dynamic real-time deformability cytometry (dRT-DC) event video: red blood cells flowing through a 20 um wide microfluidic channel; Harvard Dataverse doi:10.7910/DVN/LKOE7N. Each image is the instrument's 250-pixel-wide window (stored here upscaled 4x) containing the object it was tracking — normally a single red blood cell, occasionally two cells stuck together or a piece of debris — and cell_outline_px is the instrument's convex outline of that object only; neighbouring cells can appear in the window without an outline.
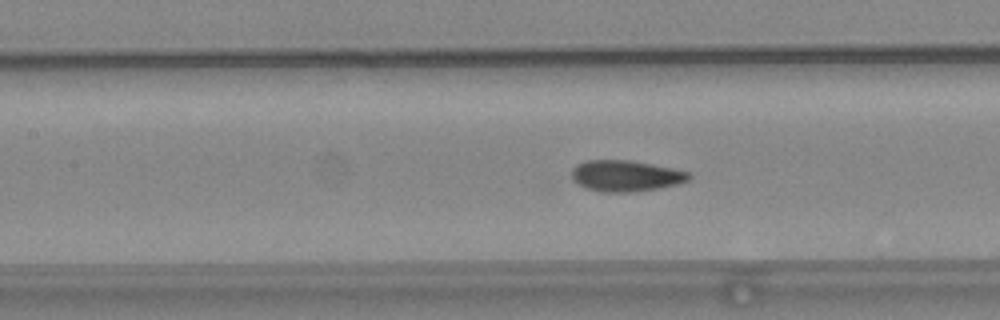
{"species": "common noctule bat (a hibernating species)", "species_latin": "Nyctalus noctula", "temperature_condition": "warm", "stored_images_in_passage": 42, "camera_frame_rate_fps": 3000, "um_per_image_px": 0.085, "animal": {"sex": "female", "body_mass_g": 24.6, "forearm_length_mm": 56.2}, "frame": {"image": 1, "passage_image": 12, "time_ms": 3.667, "image_size_px": [1000, 320], "cell_outline_px": [[692, 176], [688, 180], [680, 184], [660, 188], [632, 192], [600, 192], [584, 188], [572, 180], [572, 168], [576, 164], [584, 160], [632, 160], [672, 168], [688, 172]], "centroid_in_image_um": [53.16, 14.95], "position_along_channel_um": 154.2, "area_um2": 21.56}}
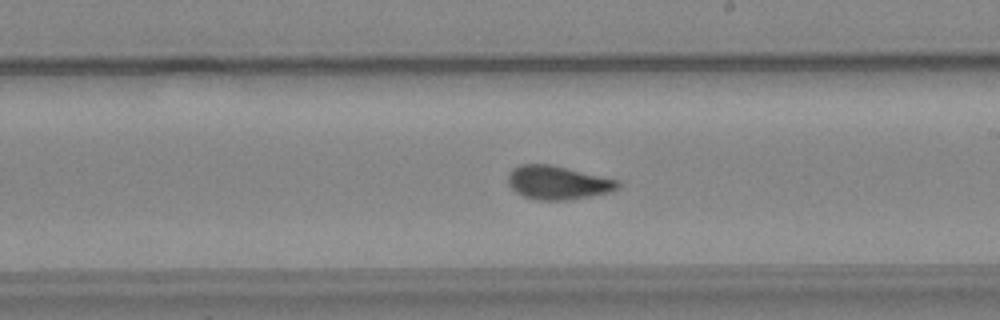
{"frame": {"image": 2, "passage_image": 19, "time_ms": 6.0, "image_size_px": [1000, 320], "cell_outline_px": [[620, 188], [612, 192], [568, 200], [536, 200], [524, 196], [516, 192], [508, 184], [508, 176], [512, 168], [520, 164], [552, 164], [620, 180]], "centroid_in_image_um": [47.44, 15.52], "position_along_channel_um": 241.6, "area_um2": 21.79}}
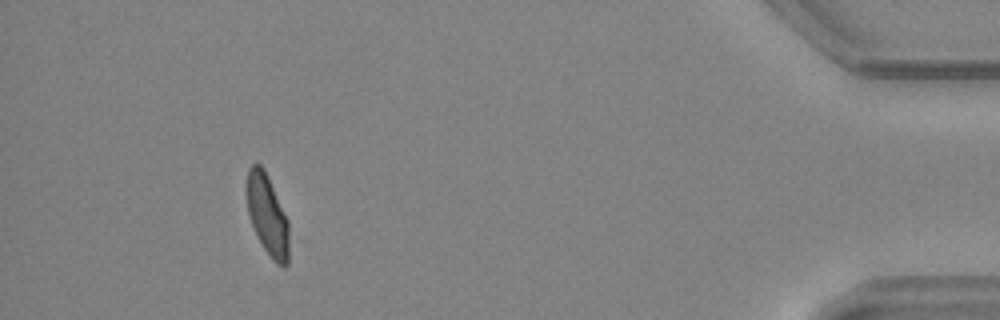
{"frame": {"image": 3, "passage_image": 38, "time_ms": 12.333, "image_size_px": [1000, 320], "cell_outline_px": [[288, 264], [284, 268], [276, 264], [272, 260], [256, 236], [248, 212], [244, 192], [244, 184], [248, 168], [252, 164], [260, 164], [264, 168], [288, 220]], "centroid_in_image_um": [22.68, 18.24], "position_along_channel_um": 412.5, "area_um2": 20.29}, "authors_computed_cell_mechanics": {"area_um2": 21.1837, "velocity_mm_per_s": 3.7582, "shape_relaxation_time_tau1_ms": 8.429, "shape_relaxation_time_tau2_ms": 1.2535, "deformation_change_tau1": 0.197, "deformation_change_tau2": 0.0558}}